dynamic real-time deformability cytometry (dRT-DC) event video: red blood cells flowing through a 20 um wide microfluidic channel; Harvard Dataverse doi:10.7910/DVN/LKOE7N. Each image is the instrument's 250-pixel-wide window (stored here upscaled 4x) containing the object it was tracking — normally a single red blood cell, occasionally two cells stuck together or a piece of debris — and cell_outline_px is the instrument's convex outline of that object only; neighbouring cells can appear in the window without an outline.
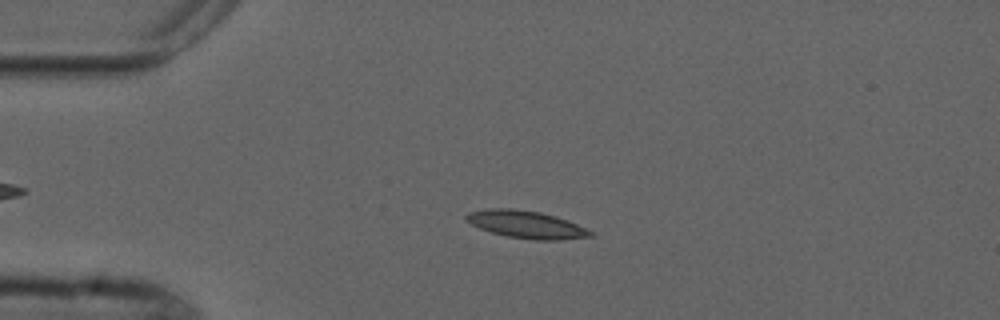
{"species": "common noctule bat (a hibernating species)", "species_latin": "Nyctalus noctula", "temperature_condition": "cold", "stored_images_in_passage": 3, "camera_frame_rate_fps": 3000, "um_per_image_px": 0.085, "animal": {"sex": "male", "forearm_length_mm": 52.5}, "frame": {"image": 1, "passage_image": 2, "time_ms": 2.0, "image_size_px": [1000, 320], "cell_outline_px": [[596, 236], [560, 240], [536, 240], [508, 236], [492, 232], [480, 228], [464, 220], [464, 216], [468, 212], [488, 208], [512, 208], [540, 212], [568, 220], [592, 232]], "centroid_in_image_um": [44.71, 19.07], "position_along_channel_um": 40.3, "area_um2": 19.83}}